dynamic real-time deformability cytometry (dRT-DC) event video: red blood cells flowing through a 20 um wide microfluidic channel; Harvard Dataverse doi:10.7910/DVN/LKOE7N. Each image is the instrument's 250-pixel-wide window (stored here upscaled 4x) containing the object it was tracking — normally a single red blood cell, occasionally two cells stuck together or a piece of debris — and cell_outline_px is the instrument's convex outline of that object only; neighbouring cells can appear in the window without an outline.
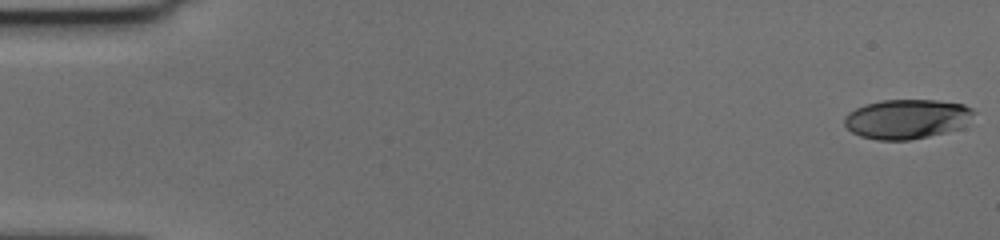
{"species": "human", "species_latin": "Homo sapiens", "temperature_condition": "cold", "stored_images_in_passage": 58, "camera_frame_rate_fps": 3000, "um_per_image_px": 0.085, "donor": {"sex": "female"}, "frame": {"image": 1, "passage_image": 1, "time_ms": 0.0, "image_size_px": [1000, 240], "cell_outline_px": [[976, 112], [964, 128], [928, 136], [908, 140], [876, 140], [860, 136], [852, 132], [844, 124], [844, 116], [848, 112], [864, 104], [880, 100], [936, 100], [964, 104], [972, 108]], "centroid_in_image_um": [77.1, 10.11], "position_along_channel_um": 7.9, "area_um2": 30.17}}
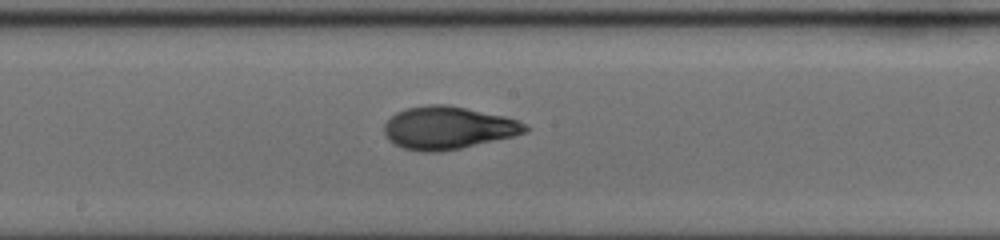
{"frame": {"image": 2, "passage_image": 32, "time_ms": 10.333, "image_size_px": [1000, 240], "cell_outline_px": [[528, 132], [516, 136], [460, 148], [440, 152], [420, 152], [404, 148], [392, 144], [384, 136], [384, 124], [396, 112], [404, 108], [428, 104], [448, 104], [504, 116], [528, 124]], "centroid_in_image_um": [38.06, 10.87], "position_along_channel_um": 210.1, "area_um2": 35.49}}
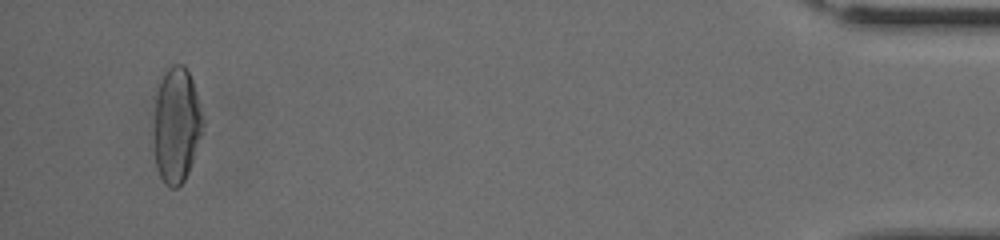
{"frame": {"image": 3, "passage_image": 56, "time_ms": 18.333, "image_size_px": [1000, 240], "cell_outline_px": [[204, 124], [188, 172], [184, 180], [176, 188], [172, 188], [160, 176], [156, 168], [156, 96], [160, 80], [164, 72], [172, 64], [184, 64], [192, 80], [204, 120]], "centroid_in_image_um": [15.02, 10.59], "position_along_channel_um": 420.2, "area_um2": 31.96}, "authors_computed_cell_mechanics": {"area_um2": 33.1772, "velocity_mm_per_s": 3.5794, "shape_relaxation_time_tau1_ms": 3.8746, "shape_relaxation_time_tau2_ms": 1.5717, "deformation_change_tau1": 0.1953, "deformation_change_tau2": 0.0776}}